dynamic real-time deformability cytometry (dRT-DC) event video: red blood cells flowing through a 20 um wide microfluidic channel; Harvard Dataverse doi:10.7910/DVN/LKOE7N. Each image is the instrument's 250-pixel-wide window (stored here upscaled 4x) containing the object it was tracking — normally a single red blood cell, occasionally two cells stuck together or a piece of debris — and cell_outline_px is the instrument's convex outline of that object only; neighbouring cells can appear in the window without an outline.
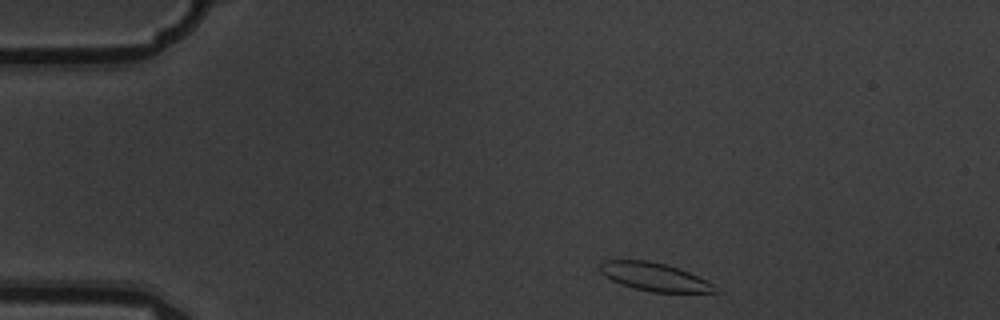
{"species": "common noctule bat (a hibernating species)", "species_latin": "Nyctalus noctula", "temperature_condition": "warm", "stored_images_in_passage": 3, "camera_frame_rate_fps": 3000, "um_per_image_px": 0.085, "animal": {"sex": "male", "body_mass_g": 19.5, "forearm_length_mm": 54.6}, "frame": {"image": 1, "passage_image": 1, "time_ms": 0.0, "image_size_px": [1000, 320], "cell_outline_px": [[716, 292], [652, 292], [620, 284], [604, 276], [596, 268], [604, 260], [648, 260], [680, 268], [712, 284]], "centroid_in_image_um": [55.52, 23.51], "position_along_channel_um": 29.5, "area_um2": 18.61}}